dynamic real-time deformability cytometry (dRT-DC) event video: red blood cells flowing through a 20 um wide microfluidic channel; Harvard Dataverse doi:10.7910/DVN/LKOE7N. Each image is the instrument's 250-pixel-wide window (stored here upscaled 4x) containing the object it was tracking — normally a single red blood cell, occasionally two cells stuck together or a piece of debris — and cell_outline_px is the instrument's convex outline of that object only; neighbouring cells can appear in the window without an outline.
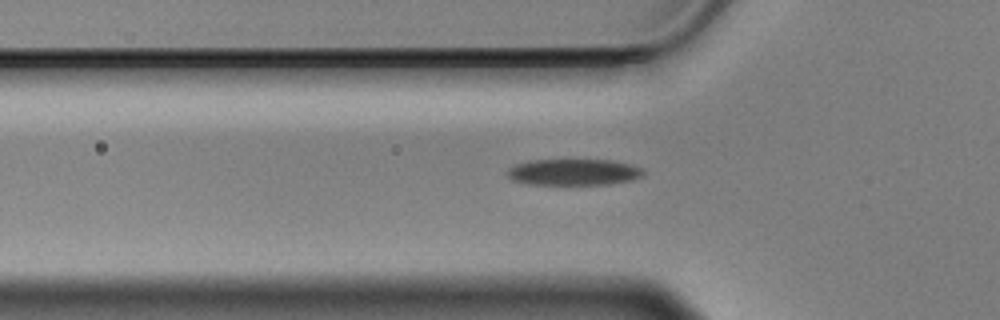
{"species": "Egyptian fruit bat (a non-hibernating species)", "species_latin": "Rousettus aegyptiacus", "temperature_condition": "cold", "stored_images_in_passage": 41, "camera_frame_rate_fps": 3000, "um_per_image_px": 0.085, "animal": {"sex": "male"}, "frame": {"image": 1, "passage_image": 8, "time_ms": 2.333, "image_size_px": [1000, 320], "cell_outline_px": [[644, 176], [632, 180], [608, 184], [528, 184], [512, 180], [504, 172], [508, 168], [516, 164], [528, 160], [612, 160], [632, 164], [644, 168]], "centroid_in_image_um": [48.77, 14.62], "position_along_channel_um": 77.0, "area_um2": 21.1}}
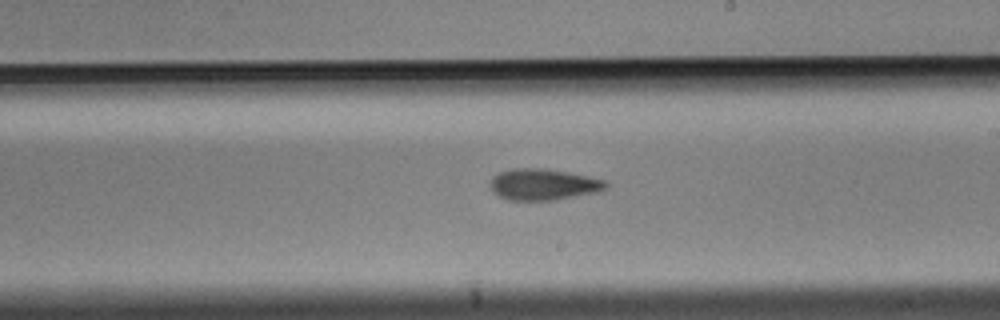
{"frame": {"image": 2, "passage_image": 22, "time_ms": 7.0, "image_size_px": [1000, 320], "cell_outline_px": [[608, 188], [600, 192], [556, 200], [508, 200], [500, 196], [492, 188], [492, 176], [500, 172], [512, 168], [544, 168], [568, 172], [588, 176], [604, 180], [608, 184]], "centroid_in_image_um": [46.25, 15.68], "position_along_channel_um": 242.7, "area_um2": 21.1}}
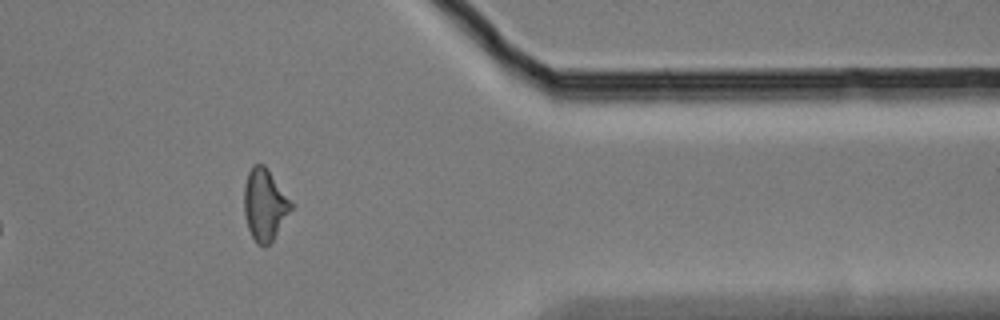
{"frame": {"image": 3, "passage_image": 36, "time_ms": 11.667, "image_size_px": [1000, 320], "cell_outline_px": [[296, 204], [272, 240], [264, 248], [256, 244], [248, 228], [244, 216], [244, 184], [248, 172], [252, 164], [264, 164], [268, 168]], "centroid_in_image_um": [22.53, 17.37], "position_along_channel_um": 388.9, "area_um2": 20.23}, "authors_computed_cell_mechanics": {"area_um2": 21.097, "velocity_mm_per_s": 3.5332, "shape_relaxation_time_tau1_ms": 3.5132, "shape_relaxation_time_tau2_ms": null, "deformation_change_tau1": 0.1314, "deformation_change_tau2": null}}